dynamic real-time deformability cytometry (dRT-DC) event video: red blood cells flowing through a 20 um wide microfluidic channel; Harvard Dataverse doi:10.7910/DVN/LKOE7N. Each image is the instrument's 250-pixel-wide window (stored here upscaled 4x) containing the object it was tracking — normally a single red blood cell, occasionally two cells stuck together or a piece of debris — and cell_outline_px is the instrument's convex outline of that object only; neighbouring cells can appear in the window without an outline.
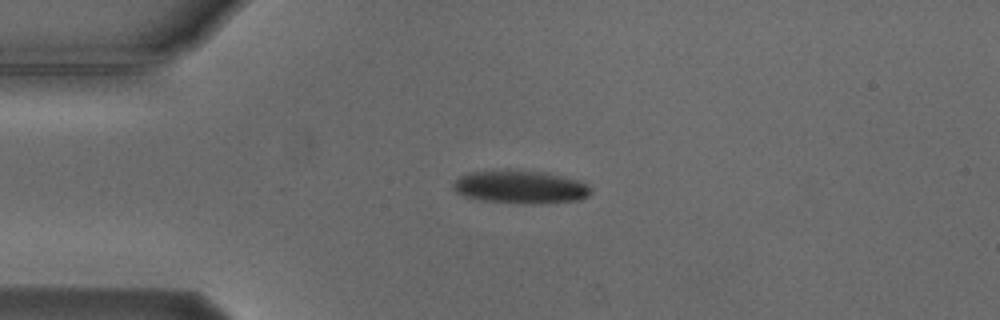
{"species": "Egyptian fruit bat (a non-hibernating species)", "species_latin": "Rousettus aegyptiacus", "temperature_condition": "cold", "stored_images_in_passage": 3, "camera_frame_rate_fps": 3000, "um_per_image_px": 0.085, "animal": {"sex": "male"}, "frame": {"image": 1, "passage_image": 3, "time_ms": 2.333, "image_size_px": [1000, 320], "cell_outline_px": [[592, 192], [588, 196], [576, 200], [484, 200], [468, 196], [456, 192], [452, 188], [452, 184], [460, 176], [468, 172], [504, 168], [508, 168], [544, 172], [564, 176], [588, 184]], "centroid_in_image_um": [44.17, 15.79], "position_along_channel_um": 40.8, "area_um2": 25.37}}